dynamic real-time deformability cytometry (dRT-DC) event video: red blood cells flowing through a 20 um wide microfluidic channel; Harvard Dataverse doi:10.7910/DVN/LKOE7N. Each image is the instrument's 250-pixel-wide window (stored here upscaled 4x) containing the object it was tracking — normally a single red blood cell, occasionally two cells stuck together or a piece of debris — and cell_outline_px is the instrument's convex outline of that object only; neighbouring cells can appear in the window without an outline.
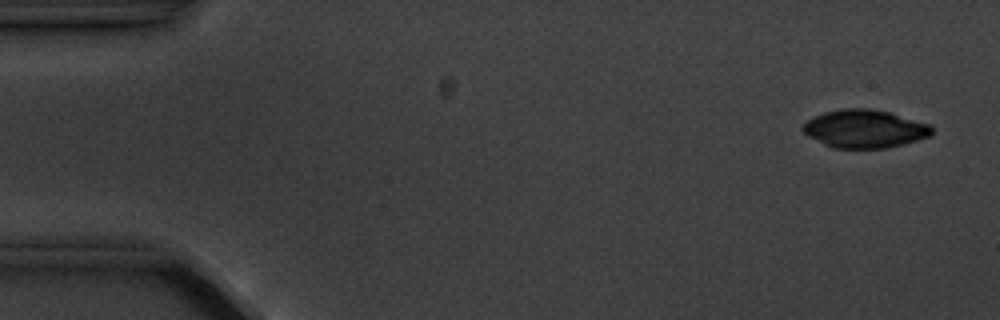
{"species": "common noctule bat (a hibernating species)", "species_latin": "Nyctalus noctula", "temperature_condition": "cold", "stored_images_in_passage": 5, "camera_frame_rate_fps": 3000, "um_per_image_px": 0.085, "animal": {"sex": "male", "body_mass_g": 20.1, "forearm_length_mm": 53.5}, "frame": {"image": 1, "passage_image": 1, "time_ms": 0.0, "image_size_px": [1000, 320], "cell_outline_px": [[932, 132], [928, 136], [904, 144], [884, 148], [832, 148], [808, 136], [800, 128], [812, 116], [824, 112], [844, 108], [868, 108], [888, 112], [932, 124]], "centroid_in_image_um": [73.47, 10.94], "position_along_channel_um": 11.5, "area_um2": 28.61}}